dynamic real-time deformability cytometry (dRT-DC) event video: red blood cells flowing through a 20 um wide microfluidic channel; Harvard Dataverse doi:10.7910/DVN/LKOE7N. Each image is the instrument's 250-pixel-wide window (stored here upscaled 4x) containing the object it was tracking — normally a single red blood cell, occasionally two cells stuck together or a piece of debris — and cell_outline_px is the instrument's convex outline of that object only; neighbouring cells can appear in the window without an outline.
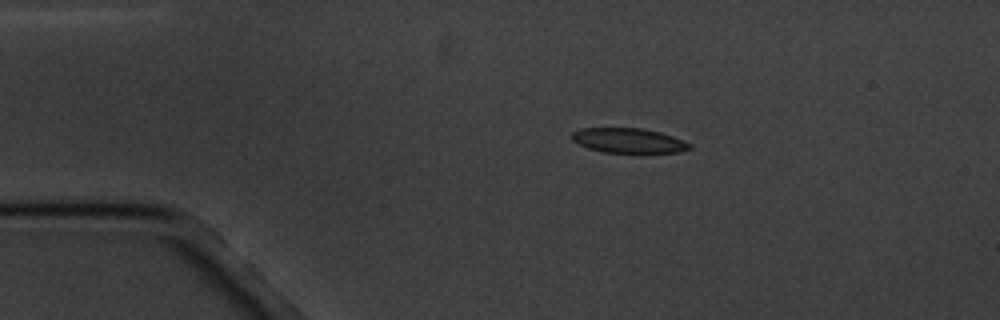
{"species": "common noctule bat (a hibernating species)", "species_latin": "Nyctalus noctula", "temperature_condition": "cold", "stored_images_in_passage": 7, "camera_frame_rate_fps": 3000, "um_per_image_px": 0.085, "animal": {"sex": "male", "body_mass_g": 20.1, "forearm_length_mm": 53.5}, "frame": {"image": 1, "passage_image": 2, "time_ms": 2.333, "image_size_px": [1000, 320], "cell_outline_px": [[692, 148], [680, 152], [604, 152], [588, 148], [572, 140], [572, 132], [580, 128], [640, 128], [660, 132], [672, 136], [692, 144]], "centroid_in_image_um": [53.43, 11.94], "position_along_channel_um": 31.6, "area_um2": 16.82}}
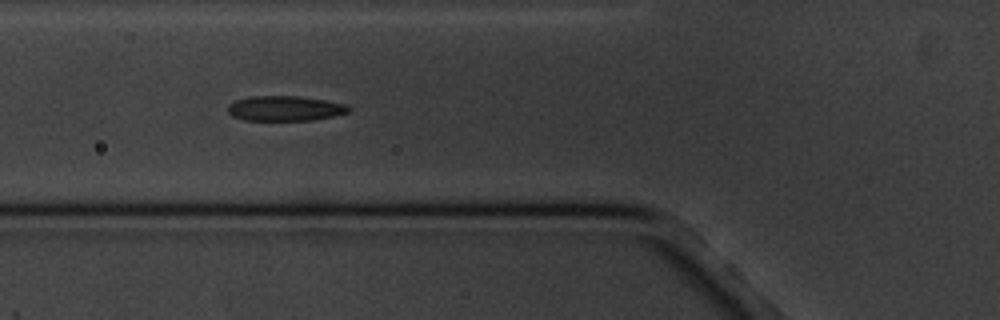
{"frame": {"image": 2, "passage_image": 5, "time_ms": 5.667, "image_size_px": [1000, 320], "cell_outline_px": [[352, 112], [312, 120], [244, 120], [232, 116], [228, 112], [228, 104], [236, 100], [248, 96], [300, 96], [348, 104], [352, 108]], "centroid_in_image_um": [24.25, 9.21], "position_along_channel_um": 101.5, "area_um2": 17.8}}
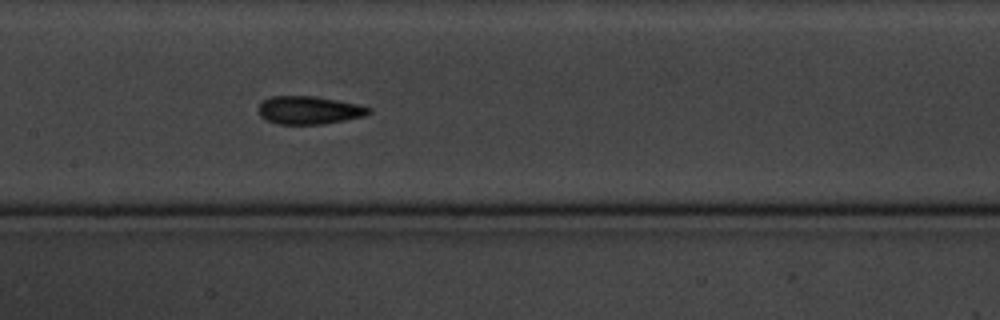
{"frame": {"image": 3, "passage_image": 7, "time_ms": 8.0, "image_size_px": [1000, 320], "cell_outline_px": [[372, 112], [364, 116], [324, 124], [276, 124], [260, 116], [256, 108], [264, 100], [272, 96], [316, 96], [356, 104], [372, 108]], "centroid_in_image_um": [26.25, 9.36], "position_along_channel_um": 181.1, "area_um2": 18.03}}